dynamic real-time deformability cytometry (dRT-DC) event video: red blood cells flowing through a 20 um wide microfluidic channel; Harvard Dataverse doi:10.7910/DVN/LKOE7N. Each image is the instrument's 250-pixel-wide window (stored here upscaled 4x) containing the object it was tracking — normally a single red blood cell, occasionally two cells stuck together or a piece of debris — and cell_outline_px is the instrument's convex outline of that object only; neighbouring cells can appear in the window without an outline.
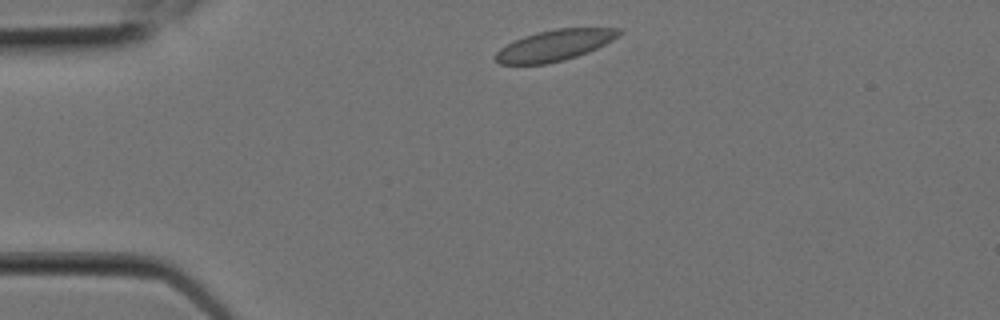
{"species": "Egyptian fruit bat (a non-hibernating species)", "species_latin": "Rousettus aegyptiacus", "temperature_condition": "room temperature", "stored_images_in_passage": 6, "camera_frame_rate_fps": 3000, "um_per_image_px": 0.085, "animal": {"sex": "female"}, "frame": {"image": 1, "passage_image": 1, "time_ms": 0.0, "image_size_px": [1000, 320], "cell_outline_px": [[624, 32], [612, 40], [588, 52], [564, 60], [548, 64], [500, 64], [496, 60], [496, 52], [500, 48], [512, 40], [536, 32], [556, 28], [620, 28]], "centroid_in_image_um": [47.13, 3.84], "position_along_channel_um": 37.9, "area_um2": 22.31}}
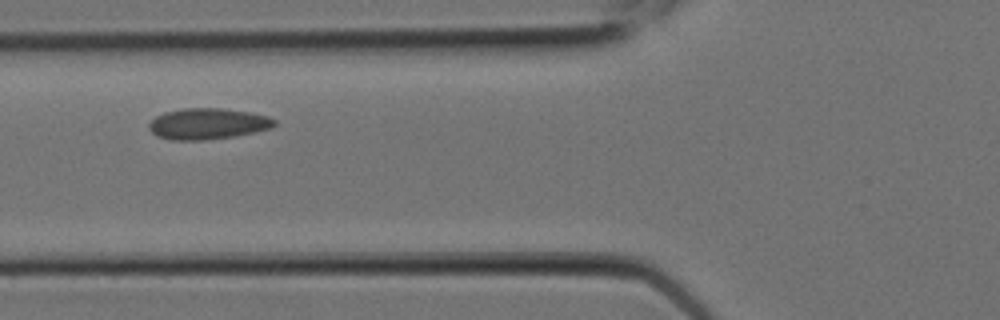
{"frame": {"image": 2, "passage_image": 4, "time_ms": 1.0, "image_size_px": [1000, 320], "cell_outline_px": [[276, 124], [272, 128], [256, 132], [236, 136], [204, 140], [172, 140], [156, 136], [148, 128], [148, 124], [156, 116], [164, 112], [184, 108], [220, 108], [252, 112], [268, 116], [276, 120]], "centroid_in_image_um": [17.68, 10.52], "position_along_channel_um": 108.1, "area_um2": 22.95}}
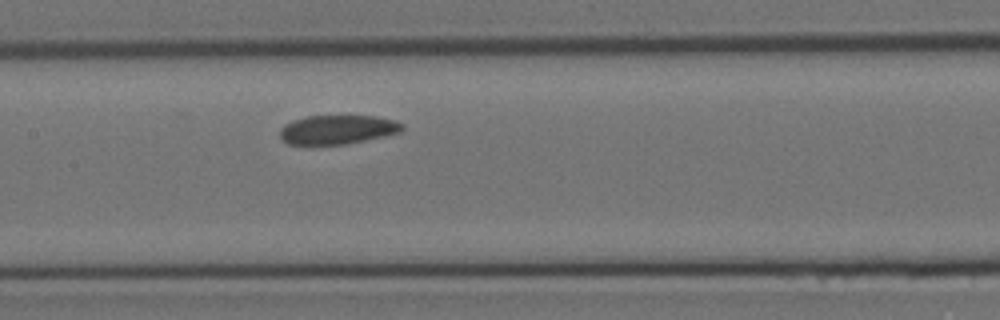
{"frame": {"image": 3, "passage_image": 6, "time_ms": 1.667, "image_size_px": [1000, 320], "cell_outline_px": [[404, 128], [400, 132], [384, 136], [344, 144], [288, 144], [280, 136], [280, 128], [284, 124], [292, 120], [308, 116], [376, 116], [396, 120], [404, 124]], "centroid_in_image_um": [28.7, 11.0], "position_along_channel_um": 178.7, "area_um2": 20.63}}